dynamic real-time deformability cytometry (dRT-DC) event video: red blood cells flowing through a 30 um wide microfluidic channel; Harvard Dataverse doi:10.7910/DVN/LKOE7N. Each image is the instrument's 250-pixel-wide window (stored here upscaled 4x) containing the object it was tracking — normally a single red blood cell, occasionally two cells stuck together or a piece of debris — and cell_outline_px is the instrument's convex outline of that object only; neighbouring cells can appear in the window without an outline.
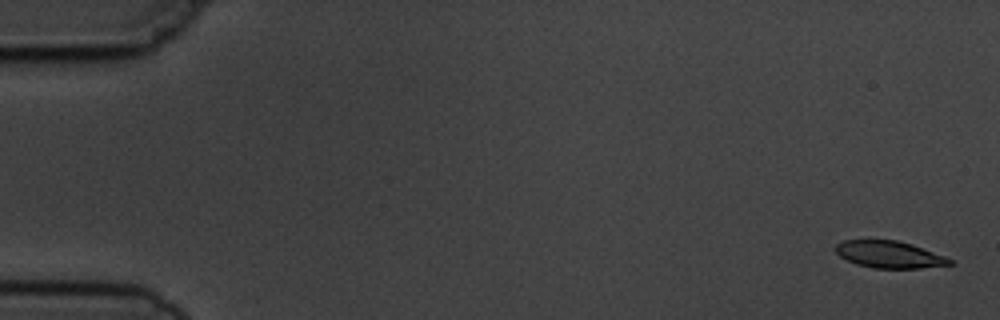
{"species": "common noctule bat (a hibernating species)", "species_latin": "Nyctalus noctula", "temperature_condition": "cold", "stored_images_in_passage": 3, "camera_frame_rate_fps": 3000, "um_per_image_px": 0.085, "animal": {"sex": "male", "body_mass_g": 19.5, "forearm_length_mm": 54.6}, "frame": {"image": 1, "passage_image": 1, "time_ms": 0.0, "image_size_px": [1000, 320], "cell_outline_px": [[952, 264], [920, 268], [872, 268], [856, 264], [840, 256], [836, 252], [836, 244], [844, 240], [896, 240], [912, 244], [944, 256], [952, 260]], "centroid_in_image_um": [75.57, 21.63], "position_along_channel_um": 9.4, "area_um2": 17.74}}